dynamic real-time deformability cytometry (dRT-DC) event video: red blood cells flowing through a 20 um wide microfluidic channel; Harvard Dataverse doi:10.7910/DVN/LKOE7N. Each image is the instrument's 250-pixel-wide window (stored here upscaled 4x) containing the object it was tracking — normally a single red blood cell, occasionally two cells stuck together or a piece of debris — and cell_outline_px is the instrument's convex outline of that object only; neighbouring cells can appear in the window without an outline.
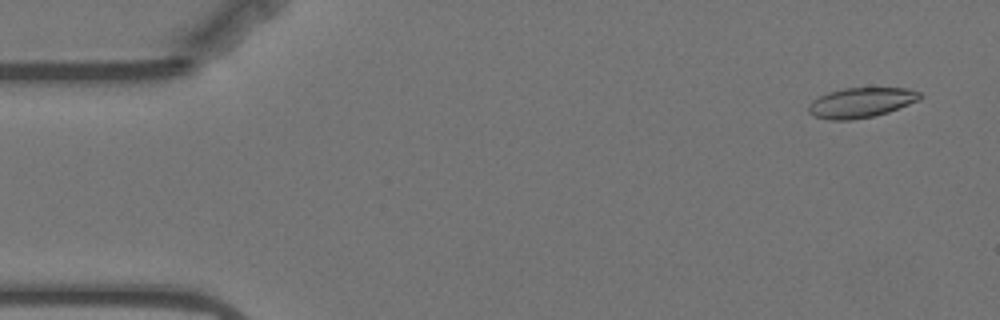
{"species": "Egyptian fruit bat (a non-hibernating species)", "species_latin": "Rousettus aegyptiacus", "temperature_condition": "warm", "stored_images_in_passage": 10, "camera_frame_rate_fps": 3000, "um_per_image_px": 0.085, "animal": {"sex": "female"}, "frame": {"image": 1, "passage_image": 3, "time_ms": 0.667, "image_size_px": [1000, 320], "cell_outline_px": [[924, 96], [920, 100], [888, 112], [876, 116], [852, 120], [828, 120], [812, 116], [808, 112], [808, 104], [812, 100], [828, 92], [844, 88], [908, 88], [920, 92]], "centroid_in_image_um": [73.19, 8.73], "position_along_channel_um": 11.8, "area_um2": 19.77}}